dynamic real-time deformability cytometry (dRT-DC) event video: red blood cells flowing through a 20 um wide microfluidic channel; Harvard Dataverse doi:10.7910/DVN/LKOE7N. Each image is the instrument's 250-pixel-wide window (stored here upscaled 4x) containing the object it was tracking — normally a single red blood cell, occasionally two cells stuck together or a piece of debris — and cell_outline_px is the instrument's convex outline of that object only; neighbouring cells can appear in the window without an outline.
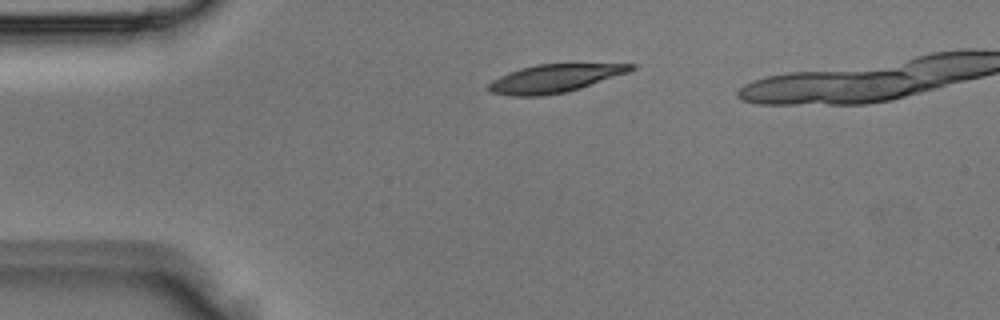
{"species": "Egyptian fruit bat (a non-hibernating species)", "species_latin": "Rousettus aegyptiacus", "temperature_condition": "room temperature", "stored_images_in_passage": 4, "camera_frame_rate_fps": 3000, "um_per_image_px": 0.085, "animal": {"sex": "male"}, "frame": {"image": 1, "passage_image": 4, "time_ms": 1.0, "image_size_px": [1000, 320], "cell_outline_px": [[636, 68], [628, 72], [580, 88], [564, 92], [544, 96], [508, 96], [492, 92], [488, 88], [488, 84], [492, 80], [508, 72], [520, 68], [536, 64], [636, 64]], "centroid_in_image_um": [47.11, 6.67], "position_along_channel_um": 37.9, "area_um2": 23.12}}